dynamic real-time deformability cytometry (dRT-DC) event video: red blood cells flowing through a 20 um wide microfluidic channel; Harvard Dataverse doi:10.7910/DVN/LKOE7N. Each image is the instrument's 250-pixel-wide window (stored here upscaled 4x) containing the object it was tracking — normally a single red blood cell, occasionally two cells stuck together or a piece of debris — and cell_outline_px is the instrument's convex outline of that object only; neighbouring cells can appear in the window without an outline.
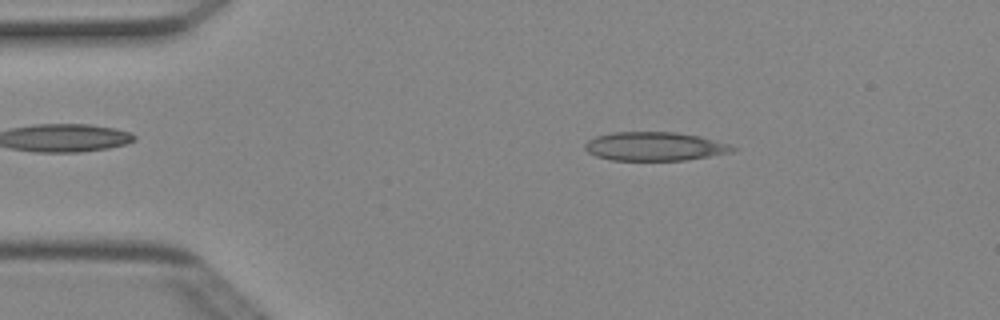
{"species": "Egyptian fruit bat (a non-hibernating species)", "species_latin": "Rousettus aegyptiacus", "temperature_condition": "cold", "stored_images_in_passage": 48, "camera_frame_rate_fps": 3000, "um_per_image_px": 0.085, "animal": {"sex": "female"}, "frame": {"image": 1, "passage_image": 7, "time_ms": 2.0, "image_size_px": [1000, 320], "cell_outline_px": [[740, 148], [732, 152], [684, 160], [612, 160], [596, 156], [588, 152], [584, 148], [584, 144], [588, 140], [596, 136], [612, 132], [676, 132], [700, 136], [728, 144]], "centroid_in_image_um": [55.64, 12.44], "position_along_channel_um": 29.4, "area_um2": 24.68}}
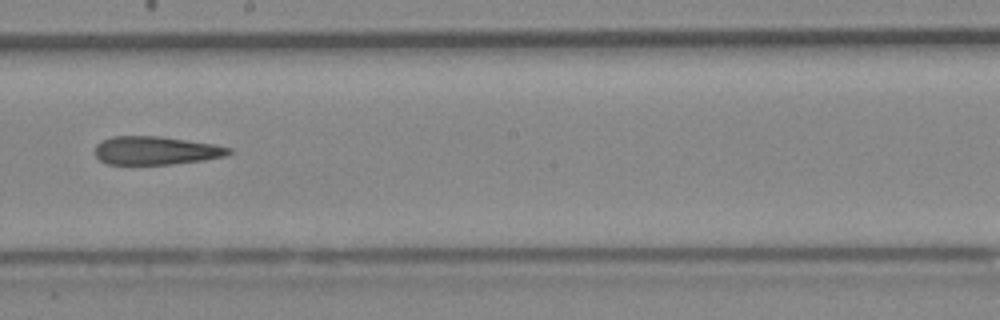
{"frame": {"image": 2, "passage_image": 26, "time_ms": 8.333, "image_size_px": [1000, 320], "cell_outline_px": [[232, 152], [224, 156], [204, 160], [172, 164], [108, 164], [100, 160], [92, 152], [96, 144], [100, 140], [112, 136], [160, 136], [212, 144], [232, 148]], "centroid_in_image_um": [13.18, 12.79], "position_along_channel_um": 235.0, "area_um2": 22.2}}
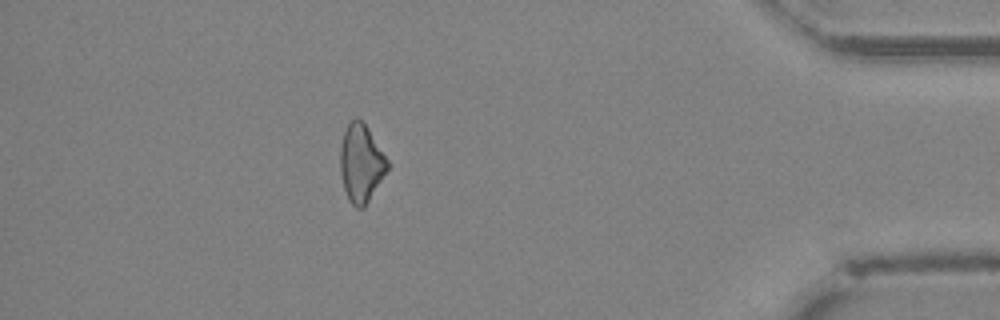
{"frame": {"image": 3, "passage_image": 42, "time_ms": 13.667, "image_size_px": [1000, 320], "cell_outline_px": [[392, 164], [364, 208], [356, 208], [348, 200], [344, 188], [340, 172], [340, 148], [344, 132], [348, 124], [356, 116], [364, 124]], "centroid_in_image_um": [30.71, 13.91], "position_along_channel_um": 404.5, "area_um2": 21.5}}